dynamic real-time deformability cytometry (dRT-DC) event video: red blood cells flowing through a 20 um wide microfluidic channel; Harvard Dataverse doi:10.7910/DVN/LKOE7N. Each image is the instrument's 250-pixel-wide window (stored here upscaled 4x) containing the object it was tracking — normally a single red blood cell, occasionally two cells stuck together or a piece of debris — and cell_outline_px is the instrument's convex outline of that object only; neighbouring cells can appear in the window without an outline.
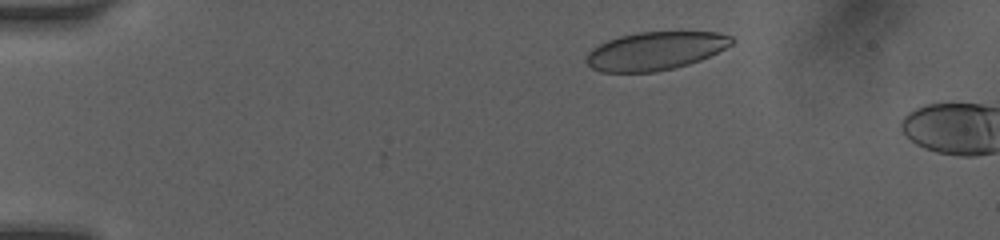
{"species": "human", "species_latin": "Homo sapiens", "temperature_condition": "room temperature", "stored_images_in_passage": 3, "camera_frame_rate_fps": 3000, "um_per_image_px": 0.085, "donor": {"sex": "female"}, "frame": {"image": 1, "passage_image": 1, "time_ms": 0.0, "image_size_px": [1000, 240], "cell_outline_px": [[736, 40], [732, 44], [700, 60], [688, 64], [656, 72], [600, 72], [592, 68], [584, 60], [588, 52], [592, 48], [608, 40], [620, 36], [640, 32], [716, 32], [732, 36]], "centroid_in_image_um": [55.68, 4.33], "position_along_channel_um": 29.3, "area_um2": 32.25}}